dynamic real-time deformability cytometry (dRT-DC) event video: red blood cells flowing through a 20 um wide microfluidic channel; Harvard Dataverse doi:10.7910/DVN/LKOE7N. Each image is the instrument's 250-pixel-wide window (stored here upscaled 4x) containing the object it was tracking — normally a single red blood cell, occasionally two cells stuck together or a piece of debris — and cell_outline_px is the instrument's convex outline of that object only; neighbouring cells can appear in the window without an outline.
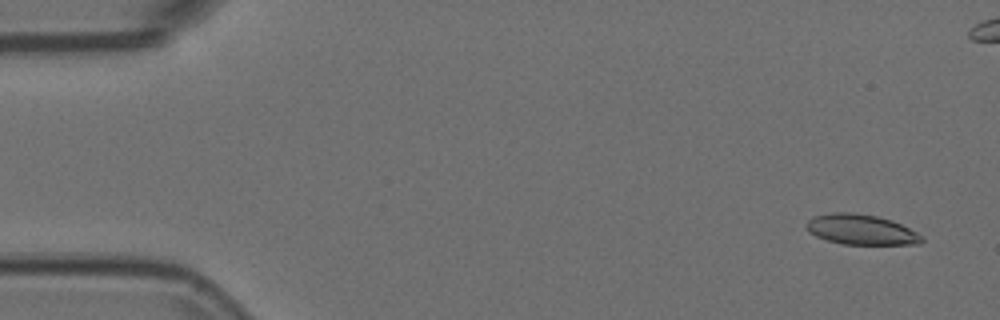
{"species": "Egyptian fruit bat (a non-hibernating species)", "species_latin": "Rousettus aegyptiacus", "temperature_condition": "room temperature", "stored_images_in_passage": 3, "camera_frame_rate_fps": 3000, "um_per_image_px": 0.085, "animal": {"sex": "female"}, "frame": {"image": 1, "passage_image": 2, "time_ms": 0.333, "image_size_px": [1000, 320], "cell_outline_px": [[924, 240], [920, 244], [844, 244], [828, 240], [816, 236], [808, 232], [804, 224], [812, 216], [832, 212], [852, 212], [876, 216], [892, 220], [924, 236]], "centroid_in_image_um": [73.16, 19.5], "position_along_channel_um": 11.8, "area_um2": 20.4}}